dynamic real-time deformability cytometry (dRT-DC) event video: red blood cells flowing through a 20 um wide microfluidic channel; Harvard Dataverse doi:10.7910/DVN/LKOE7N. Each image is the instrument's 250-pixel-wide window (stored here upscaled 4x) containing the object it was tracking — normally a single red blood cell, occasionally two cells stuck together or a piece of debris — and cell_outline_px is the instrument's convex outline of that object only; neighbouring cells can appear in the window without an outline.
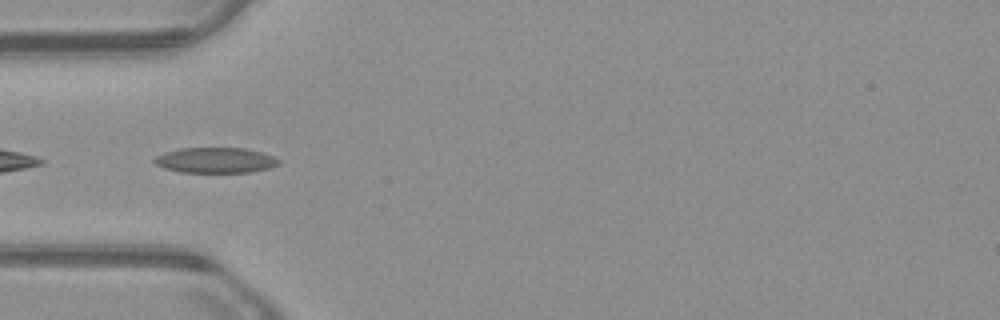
{"species": "common noctule bat (a hibernating species)", "species_latin": "Nyctalus noctula", "temperature_condition": "warm", "stored_images_in_passage": 27, "camera_frame_rate_fps": 3000, "um_per_image_px": 0.085, "animal": {"sex": "male", "body_mass_g": 23.1, "forearm_length_mm": 52.7}, "frame": {"image": 1, "passage_image": 5, "time_ms": 1.333, "image_size_px": [1000, 320], "cell_outline_px": [[280, 164], [268, 168], [252, 172], [180, 172], [164, 168], [156, 164], [152, 160], [156, 156], [164, 152], [180, 148], [244, 148], [264, 152], [280, 160]], "centroid_in_image_um": [18.32, 13.61], "position_along_channel_um": 66.7, "area_um2": 18.5}}
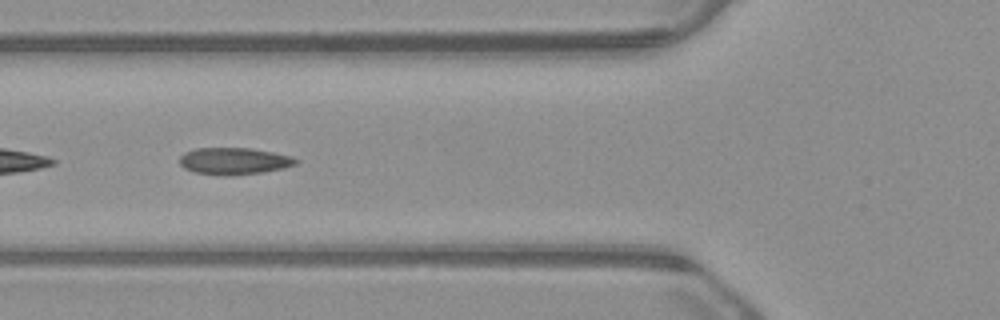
{"frame": {"image": 2, "passage_image": 8, "time_ms": 2.333, "image_size_px": [1000, 320], "cell_outline_px": [[300, 160], [296, 164], [284, 168], [260, 172], [224, 176], [192, 172], [184, 168], [180, 164], [180, 156], [184, 152], [196, 148], [252, 148], [292, 156]], "centroid_in_image_um": [19.88, 13.68], "position_along_channel_um": 105.9, "area_um2": 18.26}}